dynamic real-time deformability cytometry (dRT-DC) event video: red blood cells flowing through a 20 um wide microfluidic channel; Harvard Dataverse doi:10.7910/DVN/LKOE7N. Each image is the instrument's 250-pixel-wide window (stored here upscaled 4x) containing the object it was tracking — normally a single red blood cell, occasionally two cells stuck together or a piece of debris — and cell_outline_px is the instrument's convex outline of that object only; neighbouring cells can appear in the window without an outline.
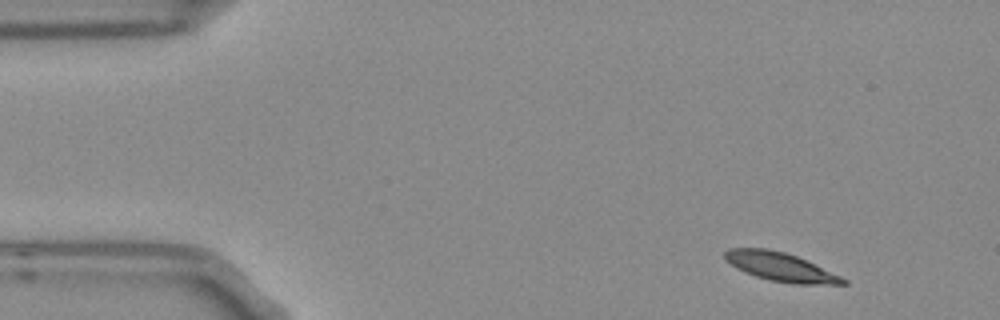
{"species": "Egyptian fruit bat (a non-hibernating species)", "species_latin": "Rousettus aegyptiacus", "temperature_condition": "room temperature", "stored_images_in_passage": 4, "camera_frame_rate_fps": 3000, "um_per_image_px": 0.085, "frame": {"image": 1, "passage_image": 1, "time_ms": 0.0, "image_size_px": [1000, 320], "cell_outline_px": [[848, 284], [792, 284], [768, 280], [744, 272], [736, 268], [724, 260], [724, 252], [728, 248], [768, 248], [784, 252], [796, 256], [840, 276], [848, 280]], "centroid_in_image_um": [66.29, 22.68], "position_along_channel_um": 18.7, "area_um2": 19.71}}
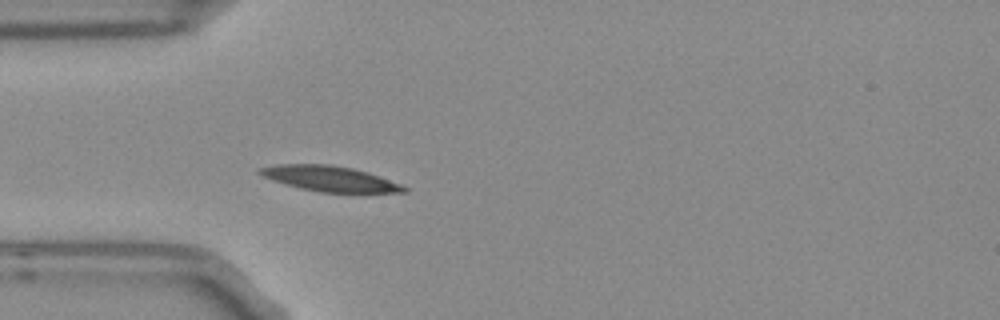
{"frame": {"image": 2, "passage_image": 4, "time_ms": 1.0, "image_size_px": [1000, 320], "cell_outline_px": [[408, 192], [320, 192], [300, 188], [272, 180], [256, 172], [260, 168], [276, 164], [332, 164], [352, 168], [368, 172], [400, 184], [408, 188]], "centroid_in_image_um": [28.02, 15.17], "position_along_channel_um": 57.0, "area_um2": 21.1}}